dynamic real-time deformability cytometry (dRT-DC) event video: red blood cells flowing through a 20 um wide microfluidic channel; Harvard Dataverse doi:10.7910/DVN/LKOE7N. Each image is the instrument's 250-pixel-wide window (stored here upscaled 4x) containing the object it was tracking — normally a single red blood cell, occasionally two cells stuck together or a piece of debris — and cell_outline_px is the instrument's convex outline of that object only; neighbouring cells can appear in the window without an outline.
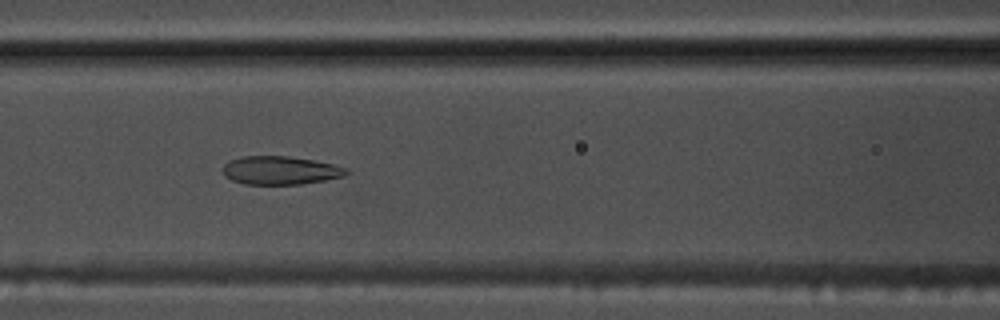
{"species": "common noctule bat (a hibernating species)", "species_latin": "Nyctalus noctula", "temperature_condition": "warm", "stored_images_in_passage": 55, "camera_frame_rate_fps": 3000, "um_per_image_px": 0.085, "animal": {"sex": "male", "body_mass_g": 17.5, "forearm_length_mm": 52.3}, "frame": {"image": 1, "passage_image": 24, "time_ms": 7.667, "image_size_px": [1000, 320], "cell_outline_px": [[352, 172], [344, 176], [324, 180], [300, 184], [244, 184], [232, 180], [224, 176], [224, 164], [228, 160], [244, 156], [288, 156], [312, 160], [332, 164], [348, 168]], "centroid_in_image_um": [23.84, 14.48], "position_along_channel_um": 142.8, "area_um2": 20.4}}
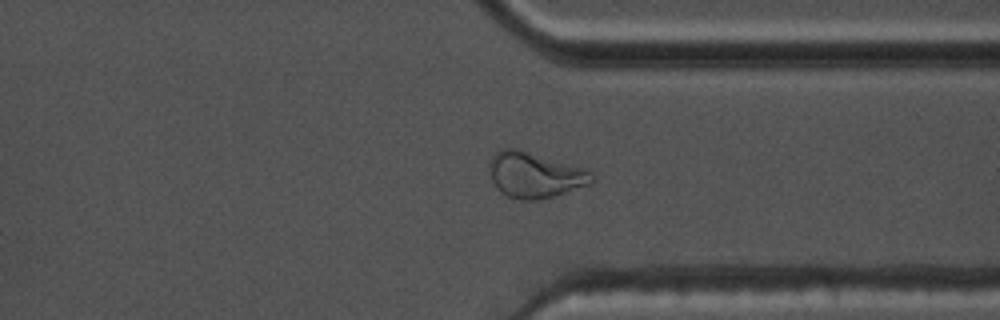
{"frame": {"image": 2, "passage_image": 42, "time_ms": 13.667, "image_size_px": [1000, 320], "cell_outline_px": [[596, 180], [592, 184], [552, 196], [536, 200], [524, 200], [508, 196], [500, 192], [496, 188], [492, 180], [488, 164], [492, 156], [500, 148], [516, 148], [588, 168], [592, 172]], "centroid_in_image_um": [45.49, 14.86], "position_along_channel_um": 365.9, "area_um2": 27.57}}
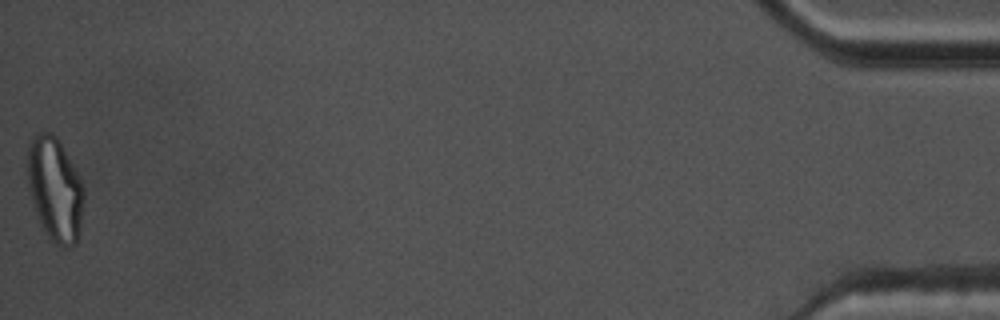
{"frame": {"image": 3, "passage_image": 55, "time_ms": 18.0, "image_size_px": [1000, 320], "cell_outline_px": [[84, 200], [80, 228], [76, 244], [68, 248], [60, 248], [48, 240], [36, 216], [28, 192], [28, 144], [36, 132], [52, 132], [56, 136], [72, 164], [84, 188]], "centroid_in_image_um": [4.65, 16.15], "position_along_channel_um": 430.5, "area_um2": 34.56}, "authors_computed_cell_mechanics": {"area_um2": 24.6228, "velocity_mm_per_s": 3.7335, "shape_relaxation_time_tau1_ms": null, "shape_relaxation_time_tau2_ms": 1.47, "deformation_change_tau1": null, "deformation_change_tau2": 0.0895}}